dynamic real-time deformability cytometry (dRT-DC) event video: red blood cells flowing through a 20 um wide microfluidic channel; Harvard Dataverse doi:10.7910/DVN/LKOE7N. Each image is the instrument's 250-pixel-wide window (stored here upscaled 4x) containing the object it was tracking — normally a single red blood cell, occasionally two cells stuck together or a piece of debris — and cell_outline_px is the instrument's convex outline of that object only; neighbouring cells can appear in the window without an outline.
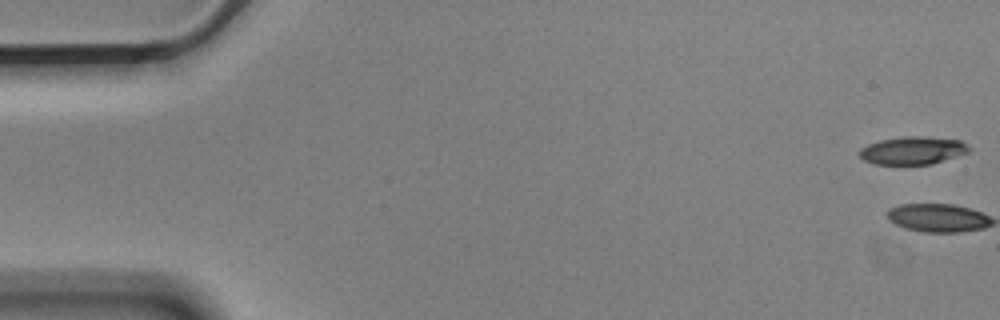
{"species": "Egyptian fruit bat (a non-hibernating species)", "species_latin": "Rousettus aegyptiacus", "temperature_condition": "cold", "stored_images_in_passage": 2, "camera_frame_rate_fps": 3000, "um_per_image_px": 0.085, "animal": {"sex": "male"}, "frame": {"image": 1, "passage_image": 1, "time_ms": 0.0, "image_size_px": [1000, 320], "cell_outline_px": [[972, 148], [968, 152], [932, 164], [876, 164], [864, 160], [856, 152], [860, 148], [868, 144], [880, 140], [904, 136], [924, 136], [960, 140], [968, 144]], "centroid_in_image_um": [77.57, 12.78], "position_along_channel_um": 7.4, "area_um2": 17.86}}